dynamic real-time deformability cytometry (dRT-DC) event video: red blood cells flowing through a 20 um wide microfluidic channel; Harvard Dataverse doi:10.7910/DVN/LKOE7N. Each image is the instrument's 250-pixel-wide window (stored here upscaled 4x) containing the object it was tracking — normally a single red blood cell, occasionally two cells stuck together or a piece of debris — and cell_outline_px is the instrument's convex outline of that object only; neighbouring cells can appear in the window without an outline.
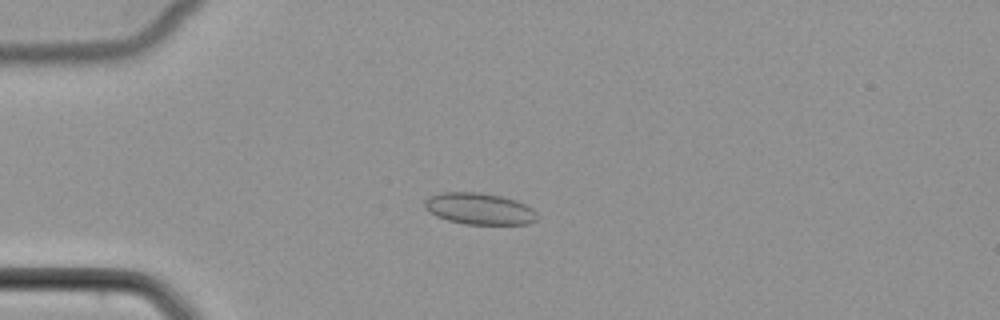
{"species": "common noctule bat (a hibernating species)", "species_latin": "Nyctalus noctula", "temperature_condition": "cold", "stored_images_in_passage": 42, "camera_frame_rate_fps": 3000, "um_per_image_px": 0.085, "animal": {"sex": "female", "body_mass_g": 22.7, "forearm_length_mm": 54.2}, "frame": {"image": 1, "passage_image": 4, "time_ms": 1.0, "image_size_px": [1000, 320], "cell_outline_px": [[536, 220], [528, 224], [464, 224], [448, 220], [436, 216], [428, 212], [424, 208], [424, 200], [428, 196], [440, 192], [480, 192], [500, 196], [516, 200], [532, 208], [536, 212]], "centroid_in_image_um": [40.69, 17.73], "position_along_channel_um": 44.3, "area_um2": 20.81}}
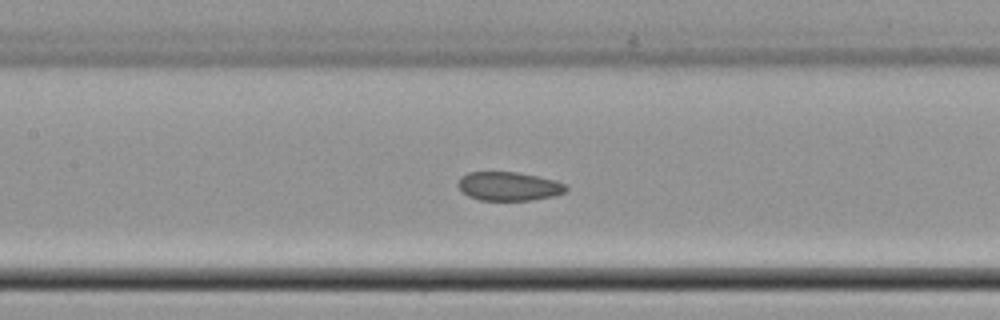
{"frame": {"image": 2, "passage_image": 15, "time_ms": 4.667, "image_size_px": [1000, 320], "cell_outline_px": [[568, 188], [564, 192], [552, 196], [532, 200], [480, 200], [468, 196], [456, 184], [460, 176], [468, 172], [516, 172], [556, 180], [564, 184]], "centroid_in_image_um": [43.21, 15.83], "position_along_channel_um": 164.2, "area_um2": 18.03}}
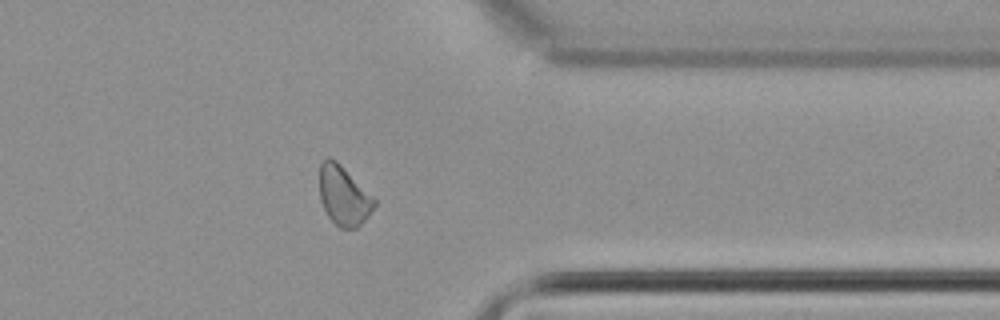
{"frame": {"image": 3, "passage_image": 32, "time_ms": 10.333, "image_size_px": [1000, 320], "cell_outline_px": [[376, 204], [368, 216], [356, 228], [340, 228], [328, 216], [320, 200], [320, 164], [328, 156], [336, 160], [376, 200]], "centroid_in_image_um": [29.2, 16.63], "position_along_channel_um": 382.2, "area_um2": 18.61}}